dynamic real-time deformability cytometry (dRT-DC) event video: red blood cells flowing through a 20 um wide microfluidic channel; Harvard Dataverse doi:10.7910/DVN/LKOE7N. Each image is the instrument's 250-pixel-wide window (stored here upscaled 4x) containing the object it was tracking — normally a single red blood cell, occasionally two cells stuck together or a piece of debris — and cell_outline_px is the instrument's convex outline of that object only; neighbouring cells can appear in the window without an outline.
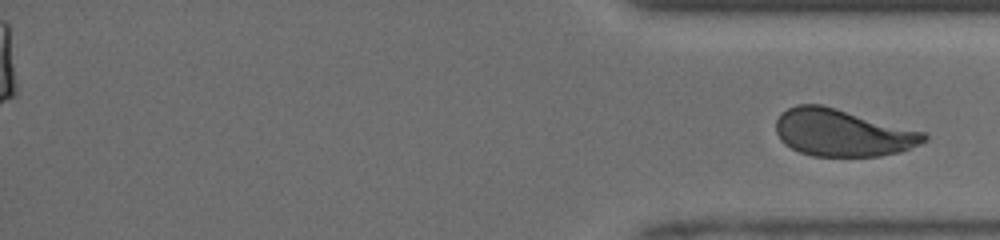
{"species": "human", "species_latin": "Homo sapiens", "temperature_condition": "room temperature", "stored_images_in_passage": 48, "segment_of_instrument_passage": [2, 2], "camera_frame_rate_fps": 3000, "um_per_image_px": 0.085, "donor": {"sex": "male"}, "frame": {"image": 1, "passage_image": 48, "time_ms": 15.667, "image_size_px": [1000, 240], "cell_outline_px": [[928, 140], [920, 144], [900, 152], [880, 156], [812, 156], [800, 152], [784, 144], [780, 140], [776, 132], [776, 120], [788, 108], [796, 104], [820, 104], [836, 108], [924, 132], [928, 136]], "centroid_in_image_um": [71.6, 11.29], "position_along_channel_um": 363.6, "area_um2": 40.52}}